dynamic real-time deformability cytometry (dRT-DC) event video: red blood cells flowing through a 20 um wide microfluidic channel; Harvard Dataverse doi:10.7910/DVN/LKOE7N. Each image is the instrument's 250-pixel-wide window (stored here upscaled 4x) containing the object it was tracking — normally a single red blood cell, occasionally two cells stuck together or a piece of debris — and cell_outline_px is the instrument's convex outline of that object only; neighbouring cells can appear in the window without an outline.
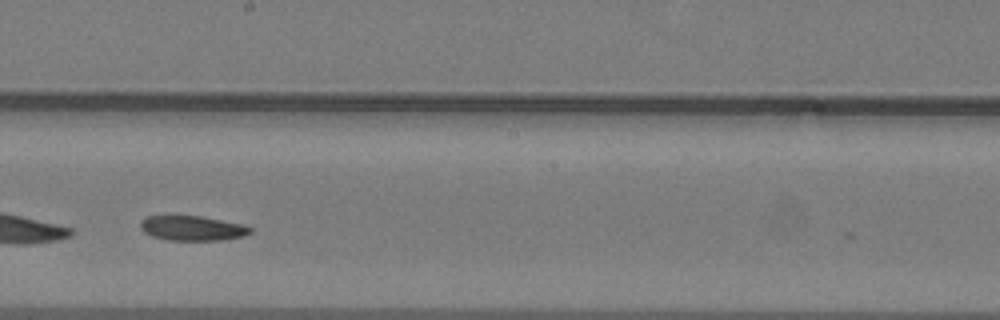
{"species": "common noctule bat (a hibernating species)", "species_latin": "Nyctalus noctula", "temperature_condition": "warm", "stored_images_in_passage": 31, "camera_frame_rate_fps": 3000, "um_per_image_px": 0.085, "animal": {"sex": "male", "body_mass_g": 19.2, "forearm_length_mm": 51.8}, "frame": {"image": 1, "passage_image": 14, "time_ms": 4.333, "image_size_px": [1000, 320], "cell_outline_px": [[252, 232], [244, 236], [224, 240], [168, 240], [152, 236], [144, 232], [140, 228], [140, 220], [148, 216], [200, 216], [240, 224], [252, 228]], "centroid_in_image_um": [16.33, 19.4], "position_along_channel_um": 231.9, "area_um2": 15.78}}